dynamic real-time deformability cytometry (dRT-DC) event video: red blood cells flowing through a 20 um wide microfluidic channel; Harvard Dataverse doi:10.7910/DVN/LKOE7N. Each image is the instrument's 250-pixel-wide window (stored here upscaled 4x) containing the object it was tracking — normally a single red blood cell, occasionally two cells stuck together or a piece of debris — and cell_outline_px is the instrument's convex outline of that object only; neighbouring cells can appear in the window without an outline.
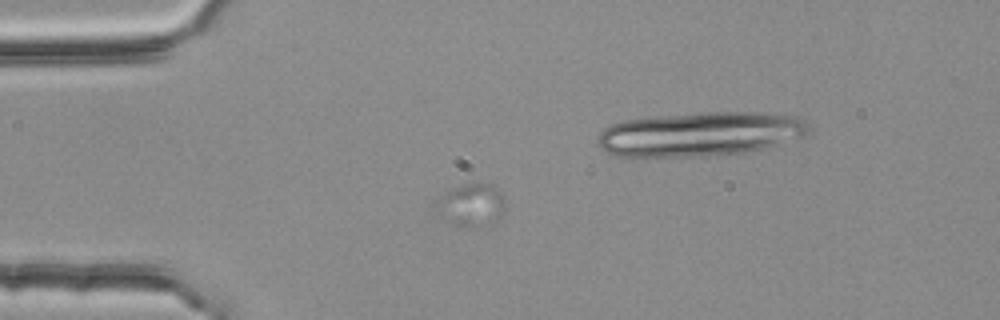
{"species": "common noctule bat (a hibernating species)", "species_latin": "Nyctalus noctula", "temperature_condition": "room temperature", "stored_images_in_passage": 25, "camera_frame_rate_fps": 3000, "um_per_image_px": 0.085, "animal": {"sex": "female", "body_mass_g": 25.1}, "frame": {"image": 1, "passage_image": 8, "time_ms": 2.333, "image_size_px": [1000, 320], "cell_outline_px": [[504, 208], [500, 216], [488, 228], [456, 224], [444, 220], [440, 212], [440, 196], [464, 184], [492, 184], [500, 192], [504, 204]], "centroid_in_image_um": [40.15, 17.45], "position_along_channel_um": 44.9, "area_um2": 16.36}}